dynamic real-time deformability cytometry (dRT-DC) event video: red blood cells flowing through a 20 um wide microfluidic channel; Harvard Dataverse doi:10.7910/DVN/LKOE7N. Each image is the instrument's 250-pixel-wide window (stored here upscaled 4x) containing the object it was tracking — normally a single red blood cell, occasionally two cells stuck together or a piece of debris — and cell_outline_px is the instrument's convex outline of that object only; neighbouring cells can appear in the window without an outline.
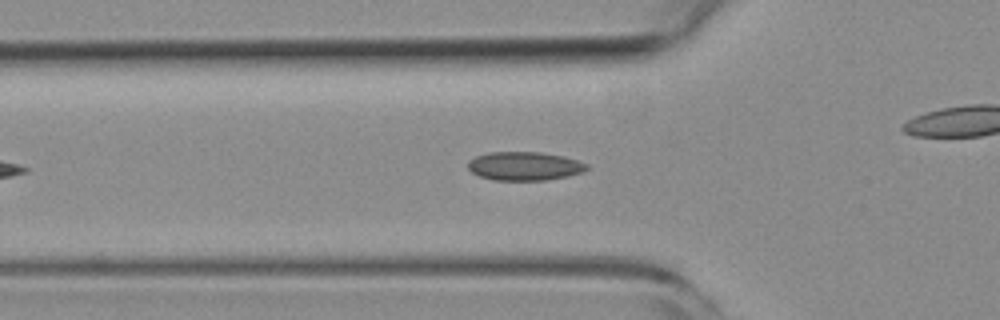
{"species": "common noctule bat (a hibernating species)", "species_latin": "Nyctalus noctula", "temperature_condition": "room temperature", "stored_images_in_passage": 38, "camera_frame_rate_fps": 3000, "um_per_image_px": 0.085, "animal": {"sex": "female", "body_mass_g": 19.3, "forearm_length_mm": 54.1}, "frame": {"image": 1, "passage_image": 9, "time_ms": 2.667, "image_size_px": [1000, 320], "cell_outline_px": [[588, 168], [580, 172], [568, 176], [544, 180], [492, 180], [480, 176], [472, 172], [468, 168], [468, 160], [476, 156], [488, 152], [540, 152], [564, 156], [588, 164]], "centroid_in_image_um": [44.55, 14.11], "position_along_channel_um": 81.2, "area_um2": 19.77}}
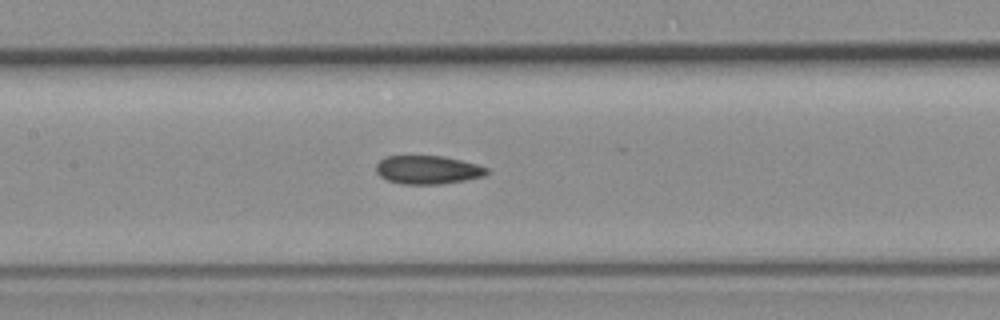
{"frame": {"image": 2, "passage_image": 16, "time_ms": 5.0, "image_size_px": [1000, 320], "cell_outline_px": [[488, 172], [484, 176], [464, 180], [440, 184], [400, 184], [388, 180], [380, 176], [376, 172], [376, 164], [380, 160], [388, 156], [444, 156], [476, 164], [488, 168]], "centroid_in_image_um": [36.34, 14.43], "position_along_channel_um": 171.1, "area_um2": 18.26}}
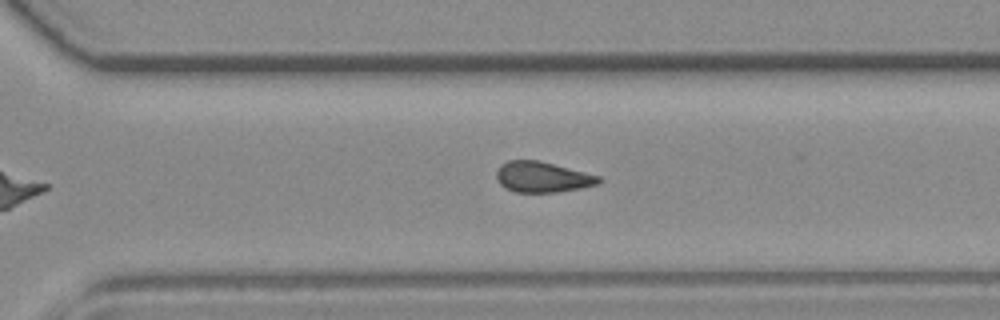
{"frame": {"image": 3, "passage_image": 28, "time_ms": 9.0, "image_size_px": [1000, 320], "cell_outline_px": [[600, 184], [580, 188], [556, 192], [516, 192], [504, 188], [496, 180], [496, 172], [500, 164], [508, 160], [536, 160], [600, 176]], "centroid_in_image_um": [46.05, 15.05], "position_along_channel_um": 324.5, "area_um2": 18.15}, "authors_computed_cell_mechanics": {"area_um2": 18.9295, "velocity_mm_per_s": 3.8463, "shape_relaxation_time_tau1_ms": null, "shape_relaxation_time_tau2_ms": 4.1897, "deformation_change_tau1": null, "deformation_change_tau2": 0.0898}}